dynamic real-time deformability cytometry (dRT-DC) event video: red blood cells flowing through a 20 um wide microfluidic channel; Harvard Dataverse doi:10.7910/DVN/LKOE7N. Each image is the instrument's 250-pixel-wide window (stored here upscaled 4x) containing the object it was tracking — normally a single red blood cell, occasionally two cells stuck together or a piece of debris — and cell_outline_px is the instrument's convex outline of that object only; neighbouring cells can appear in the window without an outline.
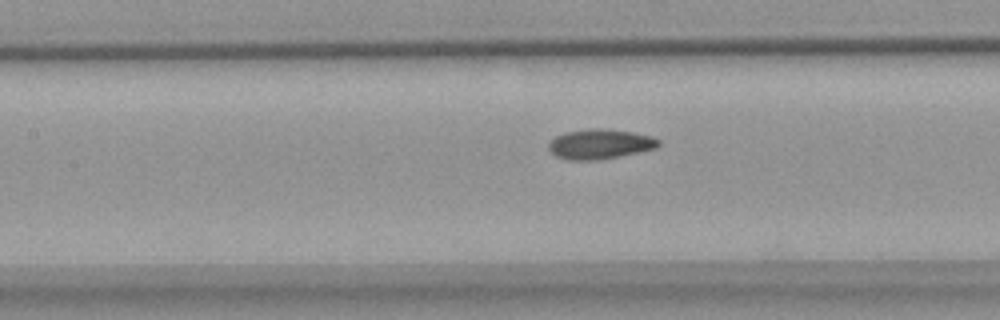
{"species": "common noctule bat (a hibernating species)", "species_latin": "Nyctalus noctula", "temperature_condition": "warm", "stored_images_in_passage": 16, "camera_frame_rate_fps": 3000, "um_per_image_px": 0.085, "animal": {"sex": "female", "body_mass_g": 18.4}, "frame": {"image": 1, "passage_image": 7, "time_ms": 2.0, "image_size_px": [1000, 320], "cell_outline_px": [[660, 144], [656, 148], [620, 156], [596, 160], [568, 160], [556, 156], [548, 148], [548, 140], [564, 132], [588, 128], [604, 128], [632, 132], [652, 136], [660, 140]], "centroid_in_image_um": [50.97, 12.23], "position_along_channel_um": 156.4, "area_um2": 19.31}}
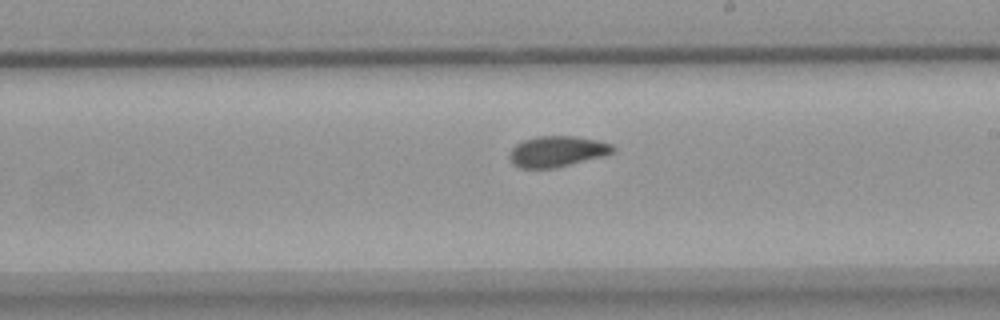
{"frame": {"image": 2, "passage_image": 14, "time_ms": 4.333, "image_size_px": [1000, 320], "cell_outline_px": [[616, 148], [612, 152], [604, 156], [556, 168], [520, 168], [512, 164], [508, 156], [512, 148], [516, 144], [524, 140], [536, 136], [576, 136], [596, 140], [612, 144]], "centroid_in_image_um": [47.34, 12.87], "position_along_channel_um": 241.7, "area_um2": 18.67}}